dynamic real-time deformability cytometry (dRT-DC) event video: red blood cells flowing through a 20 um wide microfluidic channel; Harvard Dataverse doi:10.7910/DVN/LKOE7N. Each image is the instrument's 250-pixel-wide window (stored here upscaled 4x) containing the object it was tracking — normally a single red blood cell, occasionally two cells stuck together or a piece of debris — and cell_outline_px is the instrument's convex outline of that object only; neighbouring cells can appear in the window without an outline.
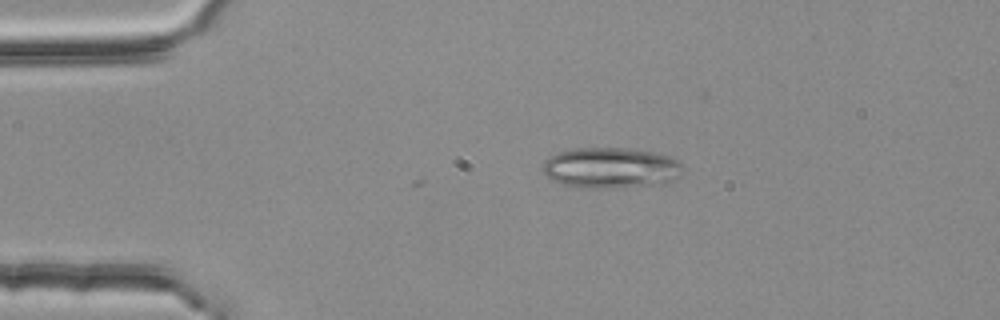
{"species": "common noctule bat (a hibernating species)", "species_latin": "Nyctalus noctula", "temperature_condition": "room temperature", "stored_images_in_passage": 4, "camera_frame_rate_fps": 3000, "um_per_image_px": 0.085, "animal": {"sex": "female", "body_mass_g": 25.1}, "frame": {"image": 1, "passage_image": 3, "time_ms": 0.667, "image_size_px": [1000, 320], "cell_outline_px": [[684, 168], [680, 176], [664, 184], [612, 188], [584, 188], [564, 184], [552, 180], [544, 172], [544, 164], [552, 156], [560, 152], [576, 148], [628, 148], [656, 152], [668, 156], [684, 164]], "centroid_in_image_um": [52.01, 14.27], "position_along_channel_um": 33.0, "area_um2": 33.23}}